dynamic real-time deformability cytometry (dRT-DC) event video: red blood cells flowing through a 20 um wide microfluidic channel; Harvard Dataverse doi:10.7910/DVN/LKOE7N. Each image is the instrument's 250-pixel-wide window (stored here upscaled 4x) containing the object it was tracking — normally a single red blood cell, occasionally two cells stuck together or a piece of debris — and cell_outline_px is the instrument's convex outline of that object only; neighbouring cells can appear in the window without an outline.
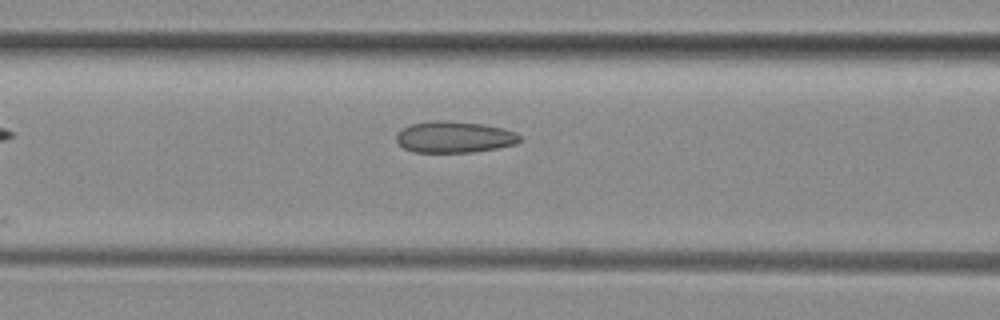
{"species": "common noctule bat (a hibernating species)", "species_latin": "Nyctalus noctula", "temperature_condition": "room temperature", "stored_images_in_passage": 5, "camera_frame_rate_fps": 3000, "um_per_image_px": 0.085, "animal": {"sex": "female", "body_mass_g": 29.2, "forearm_length_mm": 56.3}, "frame": {"image": 1, "passage_image": 5, "time_ms": 5.333, "image_size_px": [1000, 320], "cell_outline_px": [[524, 140], [516, 144], [496, 148], [472, 152], [412, 152], [404, 148], [396, 140], [396, 136], [404, 128], [412, 124], [436, 120], [440, 120], [484, 124], [504, 128], [516, 132]], "centroid_in_image_um": [38.67, 11.65], "position_along_channel_um": 127.9, "area_um2": 22.54}}